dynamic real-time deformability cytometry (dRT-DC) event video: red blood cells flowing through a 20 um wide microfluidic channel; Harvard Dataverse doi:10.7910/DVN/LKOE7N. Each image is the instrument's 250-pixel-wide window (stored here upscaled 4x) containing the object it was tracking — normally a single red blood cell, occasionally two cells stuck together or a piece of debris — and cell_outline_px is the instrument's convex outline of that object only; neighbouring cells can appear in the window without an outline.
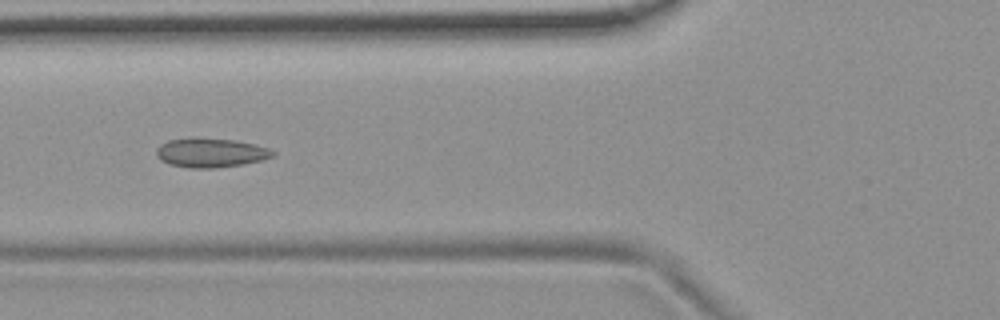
{"species": "common noctule bat (a hibernating species)", "species_latin": "Nyctalus noctula", "temperature_condition": "room temperature", "stored_images_in_passage": 8, "camera_frame_rate_fps": 3000, "um_per_image_px": 0.085, "animal": {"sex": "female", "body_mass_g": 19.9}, "frame": {"image": 1, "passage_image": 7, "time_ms": 2.0, "image_size_px": [1000, 320], "cell_outline_px": [[276, 156], [264, 160], [244, 164], [216, 168], [188, 168], [168, 164], [160, 160], [156, 156], [156, 148], [160, 144], [168, 140], [192, 136], [196, 136], [236, 140], [256, 144], [268, 148], [276, 152]], "centroid_in_image_um": [17.91, 12.96], "position_along_channel_um": 107.9, "area_um2": 20.58}}
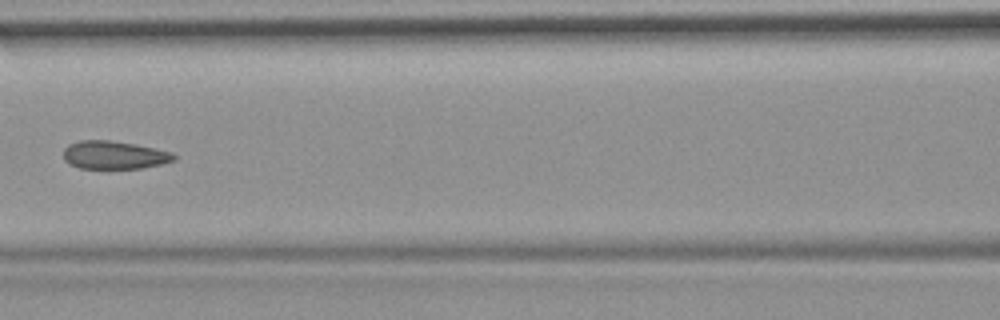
{"frame": {"image": 2, "passage_image": 8, "time_ms": 2.333, "image_size_px": [1000, 320], "cell_outline_px": [[176, 160], [144, 168], [80, 168], [68, 164], [64, 160], [64, 148], [68, 144], [80, 140], [108, 140], [136, 144], [172, 152], [176, 156]], "centroid_in_image_um": [9.69, 13.17], "position_along_channel_um": 156.9, "area_um2": 18.15}}